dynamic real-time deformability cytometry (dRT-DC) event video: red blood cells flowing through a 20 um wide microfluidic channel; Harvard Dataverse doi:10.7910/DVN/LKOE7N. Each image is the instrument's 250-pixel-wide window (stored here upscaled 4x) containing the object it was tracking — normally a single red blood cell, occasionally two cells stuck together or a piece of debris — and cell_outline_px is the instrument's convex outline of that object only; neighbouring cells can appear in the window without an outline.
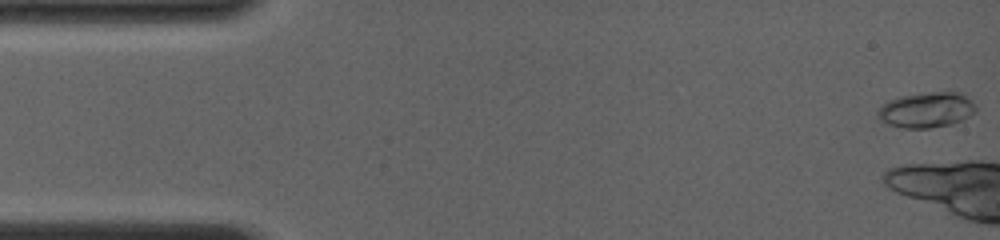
{"species": "common noctule bat (a hibernating species)", "species_latin": "Nyctalus noctula", "temperature_condition": "room temperature", "stored_images_in_passage": 19, "camera_frame_rate_fps": 4000, "um_per_image_px": 0.085, "animal": {"sex": "female", "body_mass_g": 19.0, "forearm_length_mm": 56.7}, "frame": {"image": 1, "passage_image": 1, "time_ms": 0.0, "image_size_px": [1000, 240], "cell_outline_px": [[976, 112], [964, 120], [952, 124], [928, 128], [900, 128], [888, 124], [880, 120], [876, 116], [876, 112], [884, 104], [892, 100], [904, 96], [932, 92], [956, 92], [964, 96], [976, 108]], "centroid_in_image_um": [78.74, 9.38], "position_along_channel_um": 6.3, "area_um2": 19.88}}